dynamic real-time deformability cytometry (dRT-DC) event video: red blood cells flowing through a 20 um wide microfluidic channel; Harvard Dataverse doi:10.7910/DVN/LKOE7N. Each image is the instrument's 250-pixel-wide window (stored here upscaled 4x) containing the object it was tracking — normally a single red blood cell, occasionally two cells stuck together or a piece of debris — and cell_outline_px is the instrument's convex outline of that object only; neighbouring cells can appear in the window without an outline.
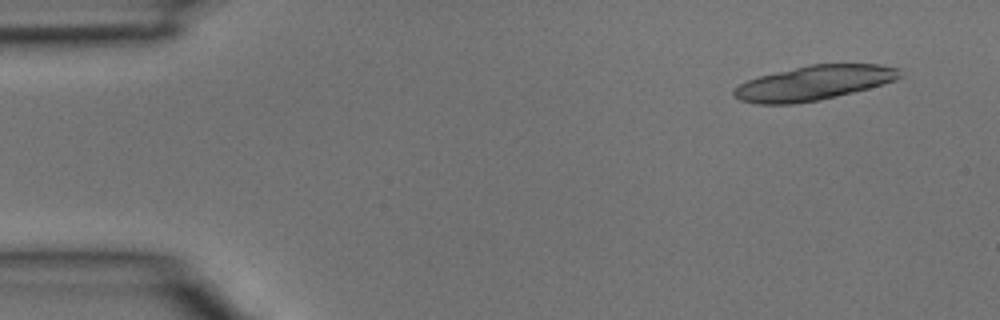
{"species": "common noctule bat (a hibernating species)", "species_latin": "Nyctalus noctula", "temperature_condition": "room temperature", "stored_images_in_passage": 4, "camera_frame_rate_fps": 3000, "um_per_image_px": 0.085, "animal": {"sex": "male", "body_mass_g": 15.6}, "frame": {"image": 1, "passage_image": 1, "time_ms": 0.0, "image_size_px": [1000, 320], "cell_outline_px": [[904, 76], [896, 80], [884, 84], [820, 100], [792, 104], [756, 104], [740, 100], [732, 96], [732, 92], [740, 84], [748, 80], [760, 76], [808, 64], [880, 64], [900, 68]], "centroid_in_image_um": [69.21, 7.04], "position_along_channel_um": 15.8, "area_um2": 33.52}}